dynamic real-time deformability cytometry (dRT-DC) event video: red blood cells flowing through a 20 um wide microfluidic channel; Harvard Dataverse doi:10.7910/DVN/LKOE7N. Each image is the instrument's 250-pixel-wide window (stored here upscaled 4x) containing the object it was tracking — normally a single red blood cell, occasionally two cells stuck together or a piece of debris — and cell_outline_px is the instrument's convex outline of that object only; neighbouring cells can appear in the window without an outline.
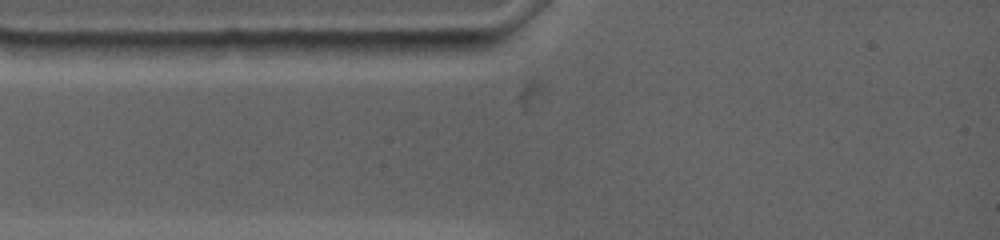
{"species": "common noctule bat (a hibernating species)", "species_latin": "Nyctalus noctula", "temperature_condition": "warm", "stored_images_in_passage": 5, "camera_frame_rate_fps": 4500, "um_per_image_px": 0.085, "animal": {"sex": "female", "body_mass_g": 19.0, "forearm_length_mm": 53.3}, "frame": {"image": 1, "passage_image": 1, "time_ms": 0.0, "image_size_px": [1000, 240], "cell_outline_px": [[496, 44], [488, 48], [452, 56], [436, 56], [364, 52], [360, 44], [364, 40], [496, 40]], "centroid_in_image_um": [36.21, 3.98], "position_along_channel_um": 48.8, "area_um2": 12.77}}